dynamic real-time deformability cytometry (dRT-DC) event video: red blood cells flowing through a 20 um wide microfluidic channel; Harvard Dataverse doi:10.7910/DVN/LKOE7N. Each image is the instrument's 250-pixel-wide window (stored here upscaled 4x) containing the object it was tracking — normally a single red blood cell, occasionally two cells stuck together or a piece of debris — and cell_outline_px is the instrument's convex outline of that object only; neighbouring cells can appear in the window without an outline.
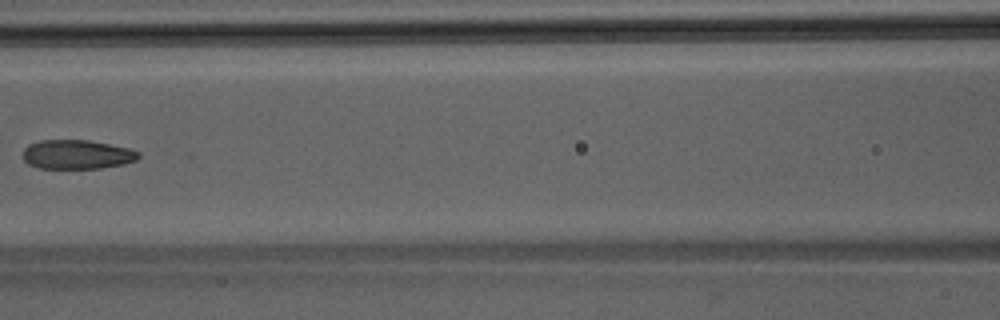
{"species": "Egyptian fruit bat (a non-hibernating species)", "species_latin": "Rousettus aegyptiacus", "temperature_condition": "room temperature", "stored_images_in_passage": 6, "camera_frame_rate_fps": 3000, "um_per_image_px": 0.085, "animal": {"sex": "male"}, "frame": {"image": 1, "passage_image": 6, "time_ms": 1.667, "image_size_px": [1000, 320], "cell_outline_px": [[140, 156], [136, 160], [124, 164], [100, 168], [40, 168], [28, 164], [20, 156], [24, 148], [28, 144], [40, 140], [88, 140], [128, 148], [140, 152]], "centroid_in_image_um": [6.5, 13.13], "position_along_channel_um": 160.1, "area_um2": 19.77}}